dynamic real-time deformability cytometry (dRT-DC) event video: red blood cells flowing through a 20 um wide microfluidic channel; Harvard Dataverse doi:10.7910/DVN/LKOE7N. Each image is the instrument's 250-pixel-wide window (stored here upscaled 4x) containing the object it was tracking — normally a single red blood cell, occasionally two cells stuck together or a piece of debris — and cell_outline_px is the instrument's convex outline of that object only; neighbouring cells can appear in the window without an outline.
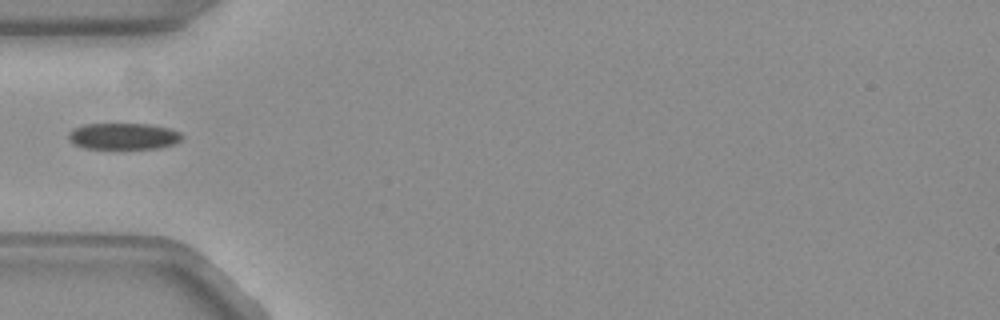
{"species": "common noctule bat (a hibernating species)", "species_latin": "Nyctalus noctula", "temperature_condition": "warm", "stored_images_in_passage": 26, "camera_frame_rate_fps": 3000, "um_per_image_px": 0.085, "animal": {"sex": "female", "body_mass_g": 19.3, "forearm_length_mm": 54.1}, "frame": {"image": 1, "passage_image": 1, "time_ms": 0.0, "image_size_px": [1000, 320], "cell_outline_px": [[184, 136], [180, 140], [172, 144], [160, 148], [84, 148], [76, 144], [68, 136], [76, 128], [84, 124], [148, 124], [168, 128], [180, 132]], "centroid_in_image_um": [10.55, 11.57], "position_along_channel_um": 74.4, "area_um2": 17.05}}
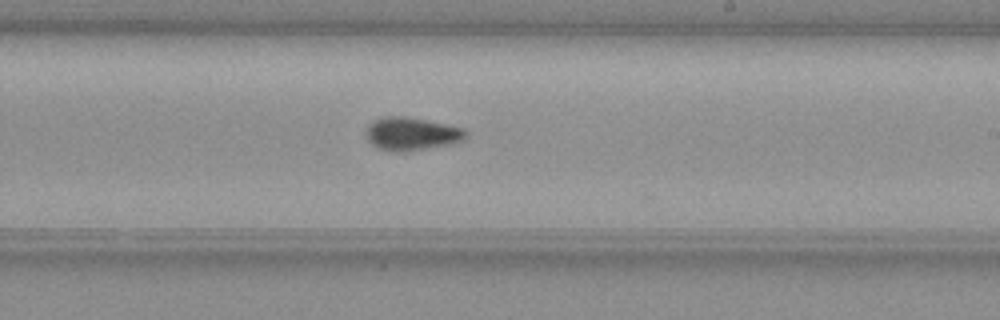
{"frame": {"image": 2, "passage_image": 15, "time_ms": 4.667, "image_size_px": [1000, 320], "cell_outline_px": [[468, 132], [460, 140], [452, 144], [404, 152], [392, 152], [380, 148], [372, 144], [368, 140], [368, 124], [384, 116], [404, 116], [464, 128]], "centroid_in_image_um": [34.98, 11.38], "position_along_channel_um": 254.0, "area_um2": 18.84}}
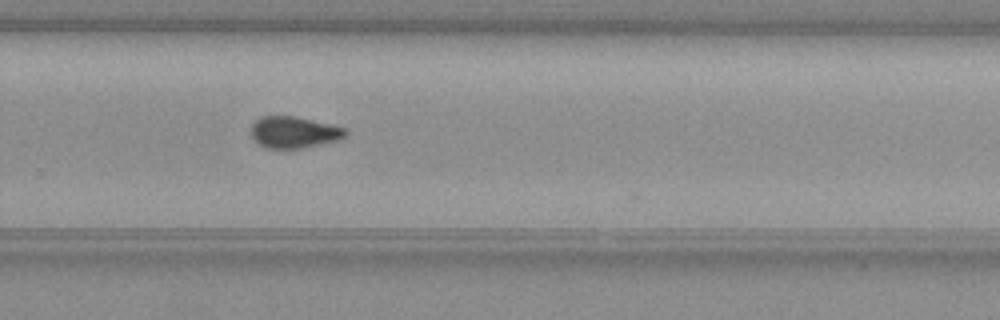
{"frame": {"image": 3, "passage_image": 19, "time_ms": 6.0, "image_size_px": [1000, 320], "cell_outline_px": [[348, 136], [336, 140], [320, 144], [300, 148], [264, 148], [252, 136], [252, 124], [260, 116], [296, 116], [344, 128], [348, 132]], "centroid_in_image_um": [24.98, 11.23], "position_along_channel_um": 304.8, "area_um2": 17.11}}